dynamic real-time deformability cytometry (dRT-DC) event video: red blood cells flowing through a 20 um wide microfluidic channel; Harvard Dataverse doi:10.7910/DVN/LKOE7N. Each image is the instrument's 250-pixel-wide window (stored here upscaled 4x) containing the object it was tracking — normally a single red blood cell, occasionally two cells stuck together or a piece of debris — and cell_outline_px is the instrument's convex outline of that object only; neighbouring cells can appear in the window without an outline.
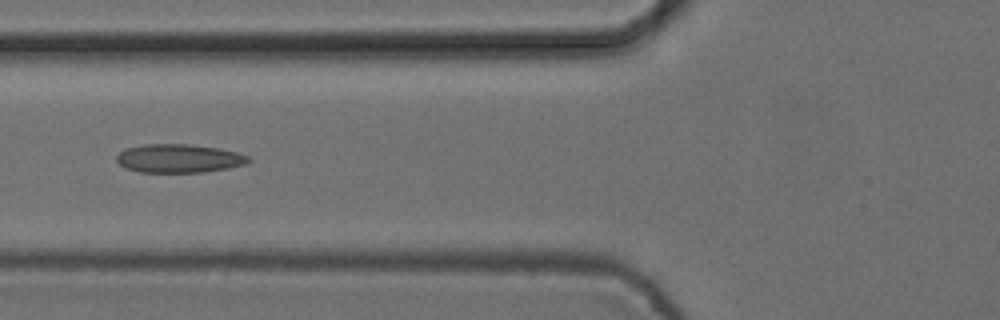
{"species": "common noctule bat (a hibernating species)", "species_latin": "Nyctalus noctula", "temperature_condition": "cold", "stored_images_in_passage": 6, "camera_frame_rate_fps": 3000, "um_per_image_px": 0.085, "animal": {"sex": "female", "body_mass_g": 24.6, "forearm_length_mm": 56.2}, "frame": {"image": 1, "passage_image": 3, "time_ms": 0.667, "image_size_px": [1000, 320], "cell_outline_px": [[252, 160], [244, 164], [228, 168], [204, 172], [140, 172], [124, 168], [116, 160], [116, 156], [124, 148], [144, 144], [188, 144], [220, 148], [236, 152], [248, 156]], "centroid_in_image_um": [15.18, 13.46], "position_along_channel_um": 110.6, "area_um2": 22.02}}
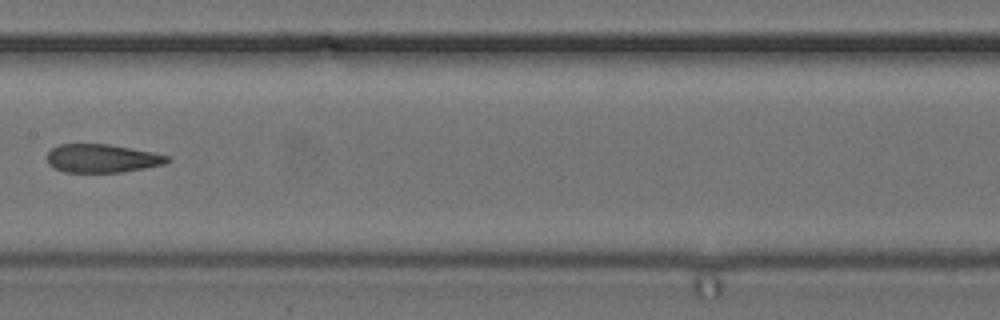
{"frame": {"image": 2, "passage_image": 5, "time_ms": 1.333, "image_size_px": [1000, 320], "cell_outline_px": [[172, 160], [164, 164], [144, 168], [120, 172], [64, 172], [52, 168], [48, 164], [48, 152], [52, 148], [60, 144], [108, 144], [152, 152], [172, 156]], "centroid_in_image_um": [8.68, 13.46], "position_along_channel_um": 198.7, "area_um2": 19.94}}
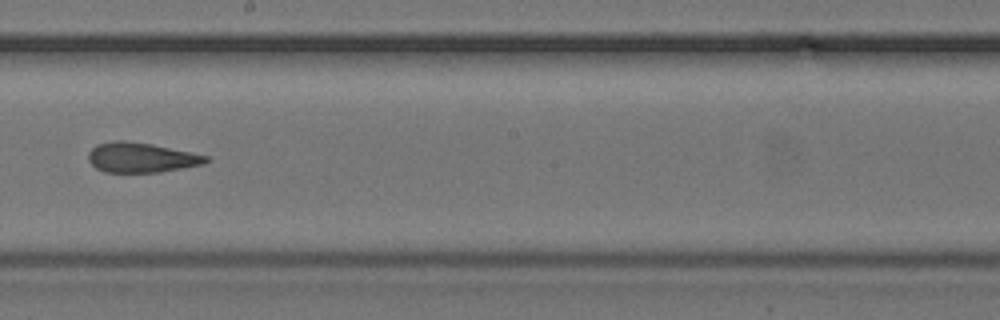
{"frame": {"image": 3, "passage_image": 6, "time_ms": 1.667, "image_size_px": [1000, 320], "cell_outline_px": [[212, 160], [204, 164], [160, 172], [104, 172], [96, 168], [88, 160], [88, 152], [96, 144], [116, 140], [124, 140], [152, 144], [208, 156]], "centroid_in_image_um": [12.0, 13.39], "position_along_channel_um": 236.2, "area_um2": 20.52}}